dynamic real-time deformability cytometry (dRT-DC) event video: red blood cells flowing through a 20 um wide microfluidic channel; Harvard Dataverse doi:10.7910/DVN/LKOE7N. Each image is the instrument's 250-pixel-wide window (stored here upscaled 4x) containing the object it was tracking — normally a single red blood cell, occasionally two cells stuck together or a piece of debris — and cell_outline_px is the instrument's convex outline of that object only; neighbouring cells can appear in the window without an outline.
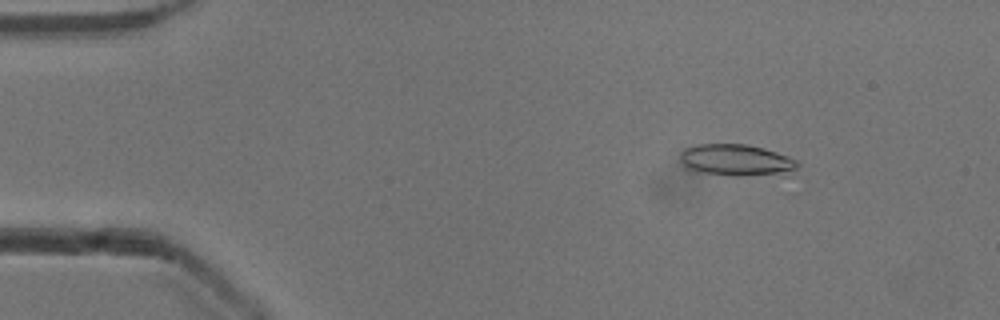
{"species": "common noctule bat (a hibernating species)", "species_latin": "Nyctalus noctula", "temperature_condition": "cold", "stored_images_in_passage": 49, "camera_frame_rate_fps": 3000, "um_per_image_px": 0.085, "animal": {"sex": "male", "body_mass_g": 13.3}, "frame": {"image": 1, "passage_image": 3, "time_ms": 0.667, "image_size_px": [1000, 320], "cell_outline_px": [[800, 164], [796, 168], [784, 176], [732, 176], [696, 172], [684, 168], [680, 160], [680, 152], [684, 148], [696, 144], [748, 144], [764, 148], [788, 156], [796, 160]], "centroid_in_image_um": [62.59, 13.64], "position_along_channel_um": 22.4, "area_um2": 22.43}}
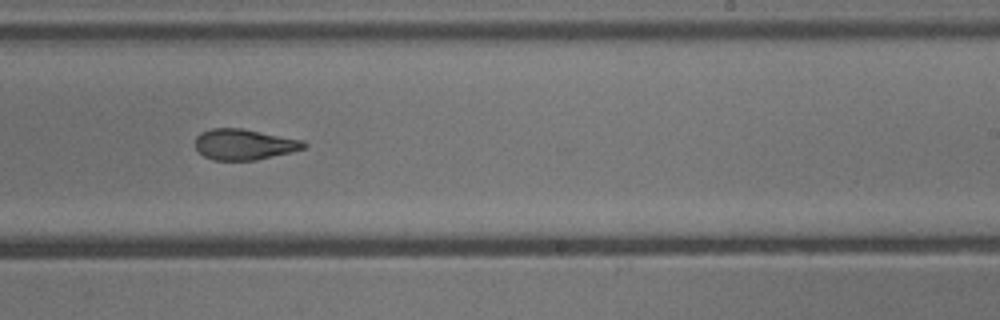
{"frame": {"image": 2, "passage_image": 28, "time_ms": 9.0, "image_size_px": [1000, 320], "cell_outline_px": [[308, 144], [304, 148], [292, 152], [256, 160], [212, 160], [204, 156], [196, 148], [196, 136], [200, 132], [212, 128], [240, 128], [304, 140]], "centroid_in_image_um": [20.76, 12.27], "position_along_channel_um": 268.2, "area_um2": 19.48}}
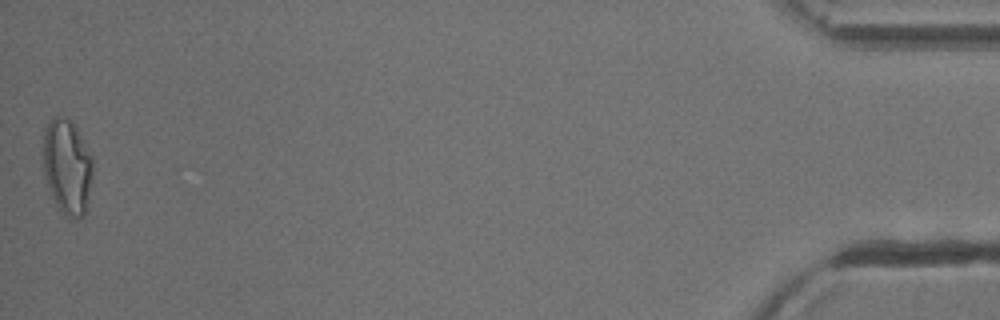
{"frame": {"image": 3, "passage_image": 48, "time_ms": 15.667, "image_size_px": [1000, 320], "cell_outline_px": [[92, 176], [88, 212], [84, 216], [72, 220], [56, 204], [52, 196], [44, 176], [44, 128], [52, 116], [68, 116], [72, 120], [92, 156]], "centroid_in_image_um": [5.74, 14.16], "position_along_channel_um": 429.5, "area_um2": 27.92}}